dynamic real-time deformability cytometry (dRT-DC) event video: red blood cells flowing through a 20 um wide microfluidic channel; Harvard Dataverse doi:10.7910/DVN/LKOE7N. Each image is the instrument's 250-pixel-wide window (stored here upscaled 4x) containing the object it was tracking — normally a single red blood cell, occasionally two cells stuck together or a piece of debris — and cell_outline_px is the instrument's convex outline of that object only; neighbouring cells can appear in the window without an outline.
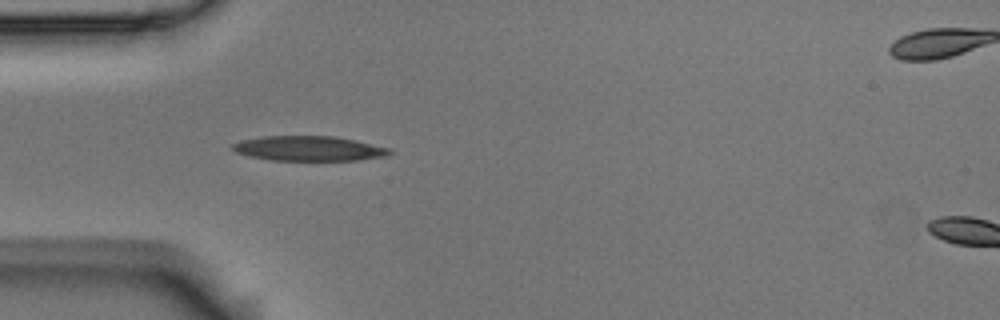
{"species": "Egyptian fruit bat (a non-hibernating species)", "species_latin": "Rousettus aegyptiacus", "temperature_condition": "room temperature", "stored_images_in_passage": 2, "camera_frame_rate_fps": 3000, "um_per_image_px": 0.085, "animal": {"sex": "male"}, "frame": {"image": 1, "passage_image": 1, "time_ms": 0.0, "image_size_px": [1000, 320], "cell_outline_px": [[392, 152], [388, 156], [356, 160], [268, 160], [236, 152], [232, 148], [232, 144], [240, 140], [260, 136], [336, 136], [356, 140], [392, 148]], "centroid_in_image_um": [26.29, 12.61], "position_along_channel_um": 58.7, "area_um2": 22.89}}